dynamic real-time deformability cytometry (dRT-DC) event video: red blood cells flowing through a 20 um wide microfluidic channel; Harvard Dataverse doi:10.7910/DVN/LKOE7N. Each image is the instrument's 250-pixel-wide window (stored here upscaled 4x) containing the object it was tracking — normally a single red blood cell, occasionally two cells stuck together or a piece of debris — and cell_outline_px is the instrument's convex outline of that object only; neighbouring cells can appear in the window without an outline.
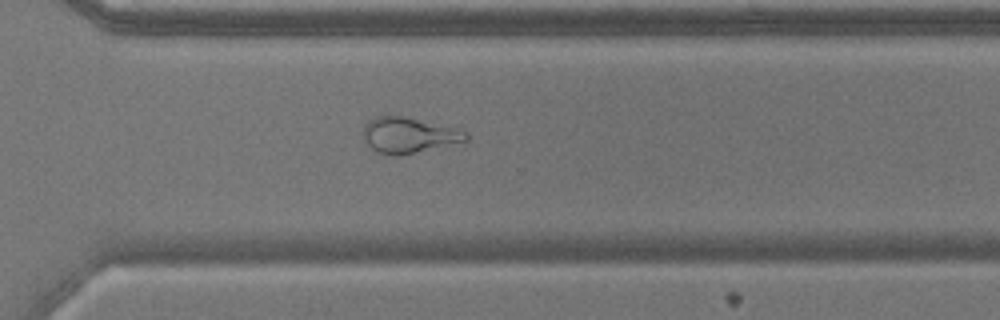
{"species": "common noctule bat (a hibernating species)", "species_latin": "Nyctalus noctula", "temperature_condition": "warm", "stored_images_in_passage": 55, "camera_frame_rate_fps": 3000, "um_per_image_px": 0.085, "animal": {"sex": "male", "body_mass_g": 17.9}, "frame": {"image": 1, "passage_image": 39, "time_ms": 12.667, "image_size_px": [1000, 320], "cell_outline_px": [[468, 140], [400, 156], [392, 156], [376, 152], [368, 144], [364, 136], [364, 124], [368, 120], [376, 116], [392, 112], [464, 128], [468, 132]], "centroid_in_image_um": [34.79, 11.42], "position_along_channel_um": 335.8, "area_um2": 22.43}}
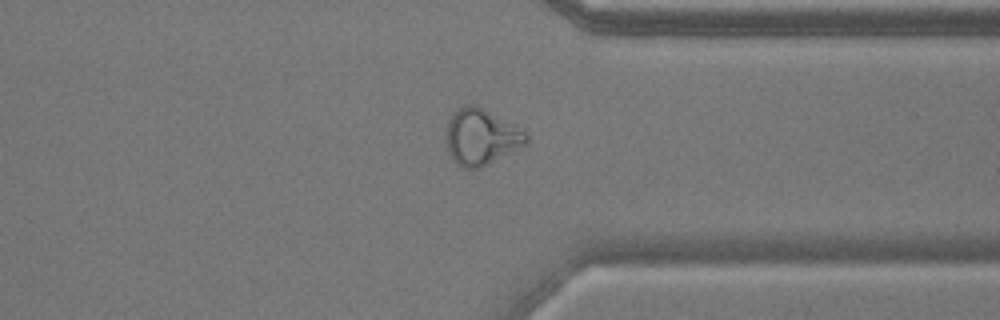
{"frame": {"image": 2, "passage_image": 42, "time_ms": 13.667, "image_size_px": [1000, 320], "cell_outline_px": [[528, 144], [480, 168], [464, 168], [448, 152], [444, 140], [448, 120], [452, 112], [456, 108], [464, 104], [476, 104], [512, 124], [524, 132], [528, 136]], "centroid_in_image_um": [40.86, 11.61], "position_along_channel_um": 370.5, "area_um2": 26.18}}
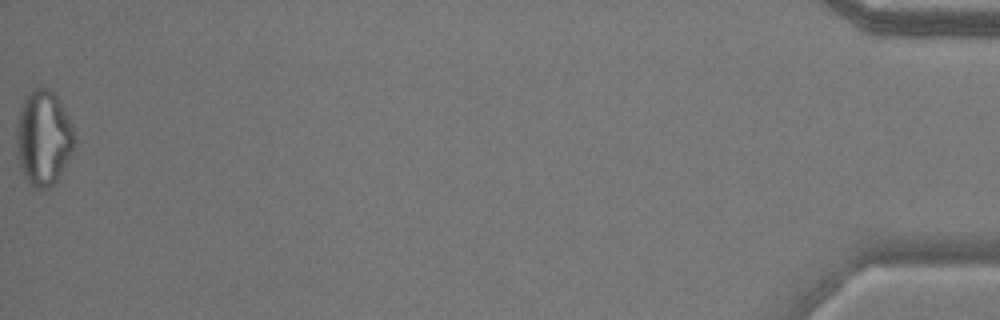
{"frame": {"image": 3, "passage_image": 55, "time_ms": 18.0, "image_size_px": [1000, 320], "cell_outline_px": [[76, 144], [72, 152], [56, 180], [48, 188], [36, 188], [24, 176], [20, 168], [16, 152], [16, 124], [20, 108], [28, 92], [32, 88], [40, 84], [48, 88], [56, 96], [72, 124], [76, 140]], "centroid_in_image_um": [3.67, 11.67], "position_along_channel_um": 431.5, "area_um2": 32.25}, "authors_computed_cell_mechanics": {"area_um2": 26.1834, "velocity_mm_per_s": 3.6978, "shape_relaxation_time_tau1_ms": null, "shape_relaxation_time_tau2_ms": 1.1669, "deformation_change_tau1": null, "deformation_change_tau2": 0.0888}}